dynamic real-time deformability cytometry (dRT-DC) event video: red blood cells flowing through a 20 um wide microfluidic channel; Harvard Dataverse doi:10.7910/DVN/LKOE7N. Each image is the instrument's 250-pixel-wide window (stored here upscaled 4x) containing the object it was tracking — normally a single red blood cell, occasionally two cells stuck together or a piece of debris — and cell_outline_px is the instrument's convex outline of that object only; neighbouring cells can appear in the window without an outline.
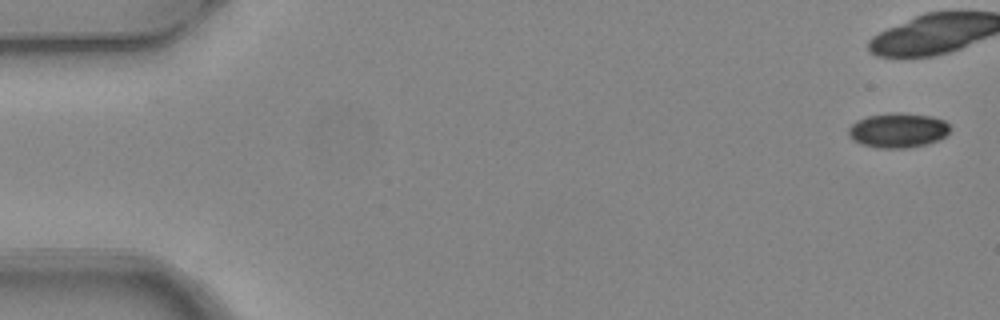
{"species": "common noctule bat (a hibernating species)", "species_latin": "Nyctalus noctula", "temperature_condition": "warm", "stored_images_in_passage": 4, "camera_frame_rate_fps": 3000, "um_per_image_px": 0.085, "animal": {"sex": "female", "body_mass_g": 24.6, "forearm_length_mm": 56.2}, "frame": {"image": 1, "passage_image": 1, "time_ms": 0.0, "image_size_px": [1000, 320], "cell_outline_px": [[948, 132], [944, 136], [928, 144], [904, 148], [876, 148], [860, 144], [852, 140], [848, 136], [848, 128], [856, 120], [868, 116], [896, 112], [900, 112], [932, 116], [944, 120], [948, 124]], "centroid_in_image_um": [76.27, 11.08], "position_along_channel_um": 8.7, "area_um2": 20.58}}